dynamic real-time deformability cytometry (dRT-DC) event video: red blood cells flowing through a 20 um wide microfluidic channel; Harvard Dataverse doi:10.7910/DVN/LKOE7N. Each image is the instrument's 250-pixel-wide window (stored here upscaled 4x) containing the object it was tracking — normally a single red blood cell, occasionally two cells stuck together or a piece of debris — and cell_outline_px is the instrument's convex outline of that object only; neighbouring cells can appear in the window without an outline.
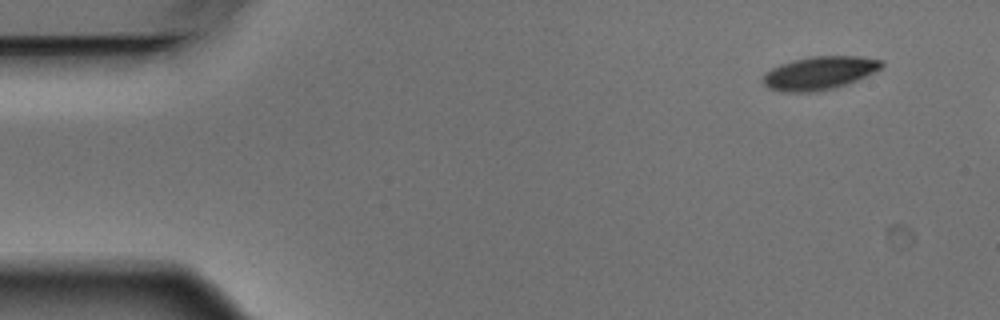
{"species": "Egyptian fruit bat (a non-hibernating species)", "species_latin": "Rousettus aegyptiacus", "temperature_condition": "warm", "stored_images_in_passage": 2, "camera_frame_rate_fps": 3000, "um_per_image_px": 0.085, "animal": {"sex": "male"}, "frame": {"image": 1, "passage_image": 1, "time_ms": 0.0, "image_size_px": [1000, 320], "cell_outline_px": [[884, 64], [880, 68], [848, 84], [832, 88], [812, 92], [780, 92], [768, 88], [764, 84], [764, 76], [772, 68], [780, 64], [812, 56], [860, 56], [884, 60]], "centroid_in_image_um": [69.66, 6.21], "position_along_channel_um": 15.3, "area_um2": 22.66}}